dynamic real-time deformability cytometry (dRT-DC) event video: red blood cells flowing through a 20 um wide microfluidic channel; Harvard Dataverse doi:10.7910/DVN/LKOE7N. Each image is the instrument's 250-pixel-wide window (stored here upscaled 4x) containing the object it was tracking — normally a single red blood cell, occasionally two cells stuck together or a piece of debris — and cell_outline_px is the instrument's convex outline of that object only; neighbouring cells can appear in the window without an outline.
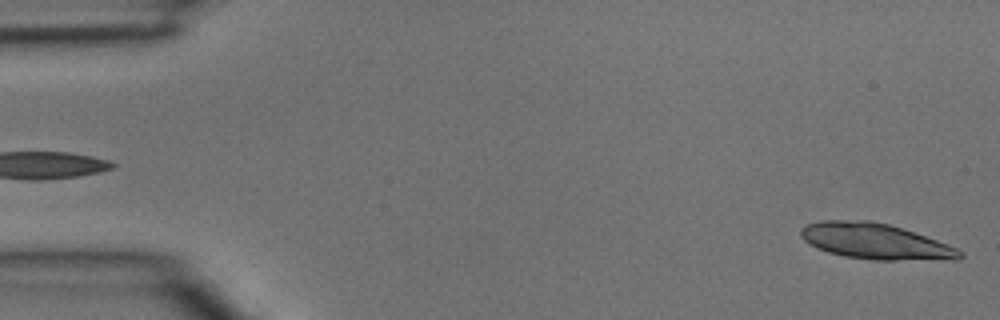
{"species": "common noctule bat (a hibernating species)", "species_latin": "Nyctalus noctula", "temperature_condition": "room temperature", "stored_images_in_passage": 4, "segment_of_instrument_passage": [2, 2], "camera_frame_rate_fps": 3000, "um_per_image_px": 0.085, "animal": {"sex": "male", "body_mass_g": 15.6}, "frame": {"image": 1, "passage_image": 4, "time_ms": 1.0, "image_size_px": [1000, 320], "cell_outline_px": [[964, 256], [960, 260], [876, 260], [844, 256], [828, 252], [816, 248], [804, 240], [800, 236], [800, 228], [808, 224], [820, 220], [868, 220], [888, 224], [936, 240], [956, 248], [964, 252]], "centroid_in_image_um": [74.4, 20.52], "position_along_channel_um": 10.6, "area_um2": 33.12}}